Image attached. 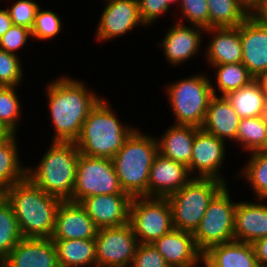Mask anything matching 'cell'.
I'll list each match as a JSON object with an SVG mask.
<instances>
[{"label": "cell", "instance_id": "7a4b0ae2", "mask_svg": "<svg viewBox=\"0 0 267 267\" xmlns=\"http://www.w3.org/2000/svg\"><path fill=\"white\" fill-rule=\"evenodd\" d=\"M11 205L23 238H51L62 200L44 192L28 177L1 194Z\"/></svg>", "mask_w": 267, "mask_h": 267}, {"label": "cell", "instance_id": "4dcf8cb0", "mask_svg": "<svg viewBox=\"0 0 267 267\" xmlns=\"http://www.w3.org/2000/svg\"><path fill=\"white\" fill-rule=\"evenodd\" d=\"M235 142L250 152L267 147V125L258 117L241 118Z\"/></svg>", "mask_w": 267, "mask_h": 267}, {"label": "cell", "instance_id": "9c48e42d", "mask_svg": "<svg viewBox=\"0 0 267 267\" xmlns=\"http://www.w3.org/2000/svg\"><path fill=\"white\" fill-rule=\"evenodd\" d=\"M129 224L139 244H153L174 228L169 200L159 197H132Z\"/></svg>", "mask_w": 267, "mask_h": 267}, {"label": "cell", "instance_id": "b9f144b4", "mask_svg": "<svg viewBox=\"0 0 267 267\" xmlns=\"http://www.w3.org/2000/svg\"><path fill=\"white\" fill-rule=\"evenodd\" d=\"M257 262L260 267H267V237L258 239L253 243Z\"/></svg>", "mask_w": 267, "mask_h": 267}, {"label": "cell", "instance_id": "8fae6325", "mask_svg": "<svg viewBox=\"0 0 267 267\" xmlns=\"http://www.w3.org/2000/svg\"><path fill=\"white\" fill-rule=\"evenodd\" d=\"M95 242L97 267L131 266L139 245L129 223L98 229Z\"/></svg>", "mask_w": 267, "mask_h": 267}, {"label": "cell", "instance_id": "4316f807", "mask_svg": "<svg viewBox=\"0 0 267 267\" xmlns=\"http://www.w3.org/2000/svg\"><path fill=\"white\" fill-rule=\"evenodd\" d=\"M210 15V28L238 27L252 13L249 0H206Z\"/></svg>", "mask_w": 267, "mask_h": 267}, {"label": "cell", "instance_id": "ffe728a7", "mask_svg": "<svg viewBox=\"0 0 267 267\" xmlns=\"http://www.w3.org/2000/svg\"><path fill=\"white\" fill-rule=\"evenodd\" d=\"M173 26L168 30L159 46L163 47L162 51L168 63L178 65L182 62L184 63L187 59L192 58L199 52L202 43L201 34L206 29L194 25L187 27L182 21H178Z\"/></svg>", "mask_w": 267, "mask_h": 267}, {"label": "cell", "instance_id": "d6a6232c", "mask_svg": "<svg viewBox=\"0 0 267 267\" xmlns=\"http://www.w3.org/2000/svg\"><path fill=\"white\" fill-rule=\"evenodd\" d=\"M210 66L217 70L215 74L216 86H218L217 91L221 92V96L230 91L238 90L255 79L242 62Z\"/></svg>", "mask_w": 267, "mask_h": 267}, {"label": "cell", "instance_id": "60d3db41", "mask_svg": "<svg viewBox=\"0 0 267 267\" xmlns=\"http://www.w3.org/2000/svg\"><path fill=\"white\" fill-rule=\"evenodd\" d=\"M179 0H138L140 17L145 25H151L163 13L168 12L170 5Z\"/></svg>", "mask_w": 267, "mask_h": 267}, {"label": "cell", "instance_id": "603a6c76", "mask_svg": "<svg viewBox=\"0 0 267 267\" xmlns=\"http://www.w3.org/2000/svg\"><path fill=\"white\" fill-rule=\"evenodd\" d=\"M240 119L225 96L216 94L209 101L206 117L201 128L223 141L229 139L235 142Z\"/></svg>", "mask_w": 267, "mask_h": 267}, {"label": "cell", "instance_id": "9a60e30c", "mask_svg": "<svg viewBox=\"0 0 267 267\" xmlns=\"http://www.w3.org/2000/svg\"><path fill=\"white\" fill-rule=\"evenodd\" d=\"M242 63L257 78L267 69V25L252 13L240 25Z\"/></svg>", "mask_w": 267, "mask_h": 267}, {"label": "cell", "instance_id": "ee69618b", "mask_svg": "<svg viewBox=\"0 0 267 267\" xmlns=\"http://www.w3.org/2000/svg\"><path fill=\"white\" fill-rule=\"evenodd\" d=\"M253 13L267 25V0H259L253 6Z\"/></svg>", "mask_w": 267, "mask_h": 267}, {"label": "cell", "instance_id": "e0dca14e", "mask_svg": "<svg viewBox=\"0 0 267 267\" xmlns=\"http://www.w3.org/2000/svg\"><path fill=\"white\" fill-rule=\"evenodd\" d=\"M153 245L170 267H196L203 264V253L198 249L193 233L173 228Z\"/></svg>", "mask_w": 267, "mask_h": 267}, {"label": "cell", "instance_id": "74e56055", "mask_svg": "<svg viewBox=\"0 0 267 267\" xmlns=\"http://www.w3.org/2000/svg\"><path fill=\"white\" fill-rule=\"evenodd\" d=\"M11 8H8L10 18L13 25L22 26L27 29H32L36 13L39 9V4L33 0H19L15 1Z\"/></svg>", "mask_w": 267, "mask_h": 267}, {"label": "cell", "instance_id": "5bb4252c", "mask_svg": "<svg viewBox=\"0 0 267 267\" xmlns=\"http://www.w3.org/2000/svg\"><path fill=\"white\" fill-rule=\"evenodd\" d=\"M193 178L188 166L158 153L150 168L148 197L167 198L179 191Z\"/></svg>", "mask_w": 267, "mask_h": 267}, {"label": "cell", "instance_id": "3957f363", "mask_svg": "<svg viewBox=\"0 0 267 267\" xmlns=\"http://www.w3.org/2000/svg\"><path fill=\"white\" fill-rule=\"evenodd\" d=\"M114 113L105 98H101L91 109L75 141L81 154L112 159L122 148L135 129L123 126Z\"/></svg>", "mask_w": 267, "mask_h": 267}, {"label": "cell", "instance_id": "5b68a950", "mask_svg": "<svg viewBox=\"0 0 267 267\" xmlns=\"http://www.w3.org/2000/svg\"><path fill=\"white\" fill-rule=\"evenodd\" d=\"M27 177L44 192L62 201L72 198L80 152L75 142H52Z\"/></svg>", "mask_w": 267, "mask_h": 267}, {"label": "cell", "instance_id": "44dd1931", "mask_svg": "<svg viewBox=\"0 0 267 267\" xmlns=\"http://www.w3.org/2000/svg\"><path fill=\"white\" fill-rule=\"evenodd\" d=\"M236 241L253 244L267 237V205L257 202H237L234 219Z\"/></svg>", "mask_w": 267, "mask_h": 267}, {"label": "cell", "instance_id": "6da1fadb", "mask_svg": "<svg viewBox=\"0 0 267 267\" xmlns=\"http://www.w3.org/2000/svg\"><path fill=\"white\" fill-rule=\"evenodd\" d=\"M50 117L54 124L53 142H75L91 109L101 99L84 83L61 77L46 88Z\"/></svg>", "mask_w": 267, "mask_h": 267}, {"label": "cell", "instance_id": "f6af8a7d", "mask_svg": "<svg viewBox=\"0 0 267 267\" xmlns=\"http://www.w3.org/2000/svg\"><path fill=\"white\" fill-rule=\"evenodd\" d=\"M261 86V89L267 94V69L255 78Z\"/></svg>", "mask_w": 267, "mask_h": 267}, {"label": "cell", "instance_id": "c3c4849f", "mask_svg": "<svg viewBox=\"0 0 267 267\" xmlns=\"http://www.w3.org/2000/svg\"><path fill=\"white\" fill-rule=\"evenodd\" d=\"M259 0H249V2L254 6Z\"/></svg>", "mask_w": 267, "mask_h": 267}, {"label": "cell", "instance_id": "836d02e7", "mask_svg": "<svg viewBox=\"0 0 267 267\" xmlns=\"http://www.w3.org/2000/svg\"><path fill=\"white\" fill-rule=\"evenodd\" d=\"M16 86H0V127L16 135L21 107Z\"/></svg>", "mask_w": 267, "mask_h": 267}, {"label": "cell", "instance_id": "ba28073f", "mask_svg": "<svg viewBox=\"0 0 267 267\" xmlns=\"http://www.w3.org/2000/svg\"><path fill=\"white\" fill-rule=\"evenodd\" d=\"M237 202L230 198L227 184L214 196L193 233L198 249L204 253L210 247L235 240L234 219Z\"/></svg>", "mask_w": 267, "mask_h": 267}, {"label": "cell", "instance_id": "7dc6e473", "mask_svg": "<svg viewBox=\"0 0 267 267\" xmlns=\"http://www.w3.org/2000/svg\"><path fill=\"white\" fill-rule=\"evenodd\" d=\"M11 134L4 128L0 127V144L3 143Z\"/></svg>", "mask_w": 267, "mask_h": 267}, {"label": "cell", "instance_id": "7bdbcfd3", "mask_svg": "<svg viewBox=\"0 0 267 267\" xmlns=\"http://www.w3.org/2000/svg\"><path fill=\"white\" fill-rule=\"evenodd\" d=\"M13 23L7 9H0V38L12 27Z\"/></svg>", "mask_w": 267, "mask_h": 267}, {"label": "cell", "instance_id": "f546056e", "mask_svg": "<svg viewBox=\"0 0 267 267\" xmlns=\"http://www.w3.org/2000/svg\"><path fill=\"white\" fill-rule=\"evenodd\" d=\"M17 219L11 205L0 196V261H3L10 251L22 239Z\"/></svg>", "mask_w": 267, "mask_h": 267}, {"label": "cell", "instance_id": "bcb514c9", "mask_svg": "<svg viewBox=\"0 0 267 267\" xmlns=\"http://www.w3.org/2000/svg\"><path fill=\"white\" fill-rule=\"evenodd\" d=\"M260 118H261V119L264 121V123L267 125V97H266L265 103H264V105H263V108H262V112H261Z\"/></svg>", "mask_w": 267, "mask_h": 267}, {"label": "cell", "instance_id": "52a82bcc", "mask_svg": "<svg viewBox=\"0 0 267 267\" xmlns=\"http://www.w3.org/2000/svg\"><path fill=\"white\" fill-rule=\"evenodd\" d=\"M226 185L215 178L194 177L179 191L167 197L172 208L173 227L194 233L209 203Z\"/></svg>", "mask_w": 267, "mask_h": 267}, {"label": "cell", "instance_id": "83f0119b", "mask_svg": "<svg viewBox=\"0 0 267 267\" xmlns=\"http://www.w3.org/2000/svg\"><path fill=\"white\" fill-rule=\"evenodd\" d=\"M15 134L0 144V193L27 177V168L18 159Z\"/></svg>", "mask_w": 267, "mask_h": 267}, {"label": "cell", "instance_id": "7c38bea8", "mask_svg": "<svg viewBox=\"0 0 267 267\" xmlns=\"http://www.w3.org/2000/svg\"><path fill=\"white\" fill-rule=\"evenodd\" d=\"M225 141L217 138L200 128L194 137L192 157L188 165L189 172L196 170L198 176L196 178H215L226 183L219 169L222 168L225 158Z\"/></svg>", "mask_w": 267, "mask_h": 267}, {"label": "cell", "instance_id": "1f68e13d", "mask_svg": "<svg viewBox=\"0 0 267 267\" xmlns=\"http://www.w3.org/2000/svg\"><path fill=\"white\" fill-rule=\"evenodd\" d=\"M250 153L248 164L238 176H245L248 183L252 185L258 200L264 201L267 199V150L262 149Z\"/></svg>", "mask_w": 267, "mask_h": 267}, {"label": "cell", "instance_id": "277c9868", "mask_svg": "<svg viewBox=\"0 0 267 267\" xmlns=\"http://www.w3.org/2000/svg\"><path fill=\"white\" fill-rule=\"evenodd\" d=\"M157 139L134 130L112 158L120 187L131 197H148L150 168L158 154Z\"/></svg>", "mask_w": 267, "mask_h": 267}, {"label": "cell", "instance_id": "cb8c5ba5", "mask_svg": "<svg viewBox=\"0 0 267 267\" xmlns=\"http://www.w3.org/2000/svg\"><path fill=\"white\" fill-rule=\"evenodd\" d=\"M205 267H260L253 244L233 240L203 253Z\"/></svg>", "mask_w": 267, "mask_h": 267}, {"label": "cell", "instance_id": "d6986e66", "mask_svg": "<svg viewBox=\"0 0 267 267\" xmlns=\"http://www.w3.org/2000/svg\"><path fill=\"white\" fill-rule=\"evenodd\" d=\"M3 262L6 267H59L51 238H22Z\"/></svg>", "mask_w": 267, "mask_h": 267}, {"label": "cell", "instance_id": "ab89813d", "mask_svg": "<svg viewBox=\"0 0 267 267\" xmlns=\"http://www.w3.org/2000/svg\"><path fill=\"white\" fill-rule=\"evenodd\" d=\"M31 30L22 26L12 25L9 30L0 38V49L10 54L17 55L16 50L23 48L27 43Z\"/></svg>", "mask_w": 267, "mask_h": 267}, {"label": "cell", "instance_id": "484cf974", "mask_svg": "<svg viewBox=\"0 0 267 267\" xmlns=\"http://www.w3.org/2000/svg\"><path fill=\"white\" fill-rule=\"evenodd\" d=\"M52 240L59 267H97L95 238Z\"/></svg>", "mask_w": 267, "mask_h": 267}, {"label": "cell", "instance_id": "e575fe53", "mask_svg": "<svg viewBox=\"0 0 267 267\" xmlns=\"http://www.w3.org/2000/svg\"><path fill=\"white\" fill-rule=\"evenodd\" d=\"M62 22L59 16L52 10H41L39 7L31 34L34 39L48 40L61 31Z\"/></svg>", "mask_w": 267, "mask_h": 267}, {"label": "cell", "instance_id": "8992f818", "mask_svg": "<svg viewBox=\"0 0 267 267\" xmlns=\"http://www.w3.org/2000/svg\"><path fill=\"white\" fill-rule=\"evenodd\" d=\"M206 75H194L172 82L167 96L175 116V125H192L201 128L208 104L216 90Z\"/></svg>", "mask_w": 267, "mask_h": 267}, {"label": "cell", "instance_id": "d590c367", "mask_svg": "<svg viewBox=\"0 0 267 267\" xmlns=\"http://www.w3.org/2000/svg\"><path fill=\"white\" fill-rule=\"evenodd\" d=\"M20 57L0 49V86H16L22 82Z\"/></svg>", "mask_w": 267, "mask_h": 267}, {"label": "cell", "instance_id": "30bf717a", "mask_svg": "<svg viewBox=\"0 0 267 267\" xmlns=\"http://www.w3.org/2000/svg\"><path fill=\"white\" fill-rule=\"evenodd\" d=\"M128 194L119 184L112 159L89 157L80 153L71 202L95 195Z\"/></svg>", "mask_w": 267, "mask_h": 267}, {"label": "cell", "instance_id": "2e32d148", "mask_svg": "<svg viewBox=\"0 0 267 267\" xmlns=\"http://www.w3.org/2000/svg\"><path fill=\"white\" fill-rule=\"evenodd\" d=\"M131 199L129 194H102L84 198L79 203L100 229L129 223Z\"/></svg>", "mask_w": 267, "mask_h": 267}, {"label": "cell", "instance_id": "ac0fdd59", "mask_svg": "<svg viewBox=\"0 0 267 267\" xmlns=\"http://www.w3.org/2000/svg\"><path fill=\"white\" fill-rule=\"evenodd\" d=\"M98 228L80 203L62 201L56 212L51 239H92Z\"/></svg>", "mask_w": 267, "mask_h": 267}, {"label": "cell", "instance_id": "8d00e7d4", "mask_svg": "<svg viewBox=\"0 0 267 267\" xmlns=\"http://www.w3.org/2000/svg\"><path fill=\"white\" fill-rule=\"evenodd\" d=\"M183 19L194 26L210 28L209 8L206 0H179Z\"/></svg>", "mask_w": 267, "mask_h": 267}, {"label": "cell", "instance_id": "f35d334b", "mask_svg": "<svg viewBox=\"0 0 267 267\" xmlns=\"http://www.w3.org/2000/svg\"><path fill=\"white\" fill-rule=\"evenodd\" d=\"M130 267H170L153 244H139Z\"/></svg>", "mask_w": 267, "mask_h": 267}, {"label": "cell", "instance_id": "d4e9b609", "mask_svg": "<svg viewBox=\"0 0 267 267\" xmlns=\"http://www.w3.org/2000/svg\"><path fill=\"white\" fill-rule=\"evenodd\" d=\"M199 127L171 125L157 140L158 153L188 166L192 157L193 141Z\"/></svg>", "mask_w": 267, "mask_h": 267}, {"label": "cell", "instance_id": "7402d4cb", "mask_svg": "<svg viewBox=\"0 0 267 267\" xmlns=\"http://www.w3.org/2000/svg\"><path fill=\"white\" fill-rule=\"evenodd\" d=\"M206 32L213 33L205 55L208 65L242 62L240 25L238 27L208 28Z\"/></svg>", "mask_w": 267, "mask_h": 267}, {"label": "cell", "instance_id": "f1b7e54d", "mask_svg": "<svg viewBox=\"0 0 267 267\" xmlns=\"http://www.w3.org/2000/svg\"><path fill=\"white\" fill-rule=\"evenodd\" d=\"M224 96L240 118H250L261 115L267 94L254 79L249 84L238 90L230 91Z\"/></svg>", "mask_w": 267, "mask_h": 267}, {"label": "cell", "instance_id": "681fc988", "mask_svg": "<svg viewBox=\"0 0 267 267\" xmlns=\"http://www.w3.org/2000/svg\"><path fill=\"white\" fill-rule=\"evenodd\" d=\"M0 267H6V265L3 261H0Z\"/></svg>", "mask_w": 267, "mask_h": 267}, {"label": "cell", "instance_id": "4fadbf2b", "mask_svg": "<svg viewBox=\"0 0 267 267\" xmlns=\"http://www.w3.org/2000/svg\"><path fill=\"white\" fill-rule=\"evenodd\" d=\"M97 26V40L107 41L125 35L139 25L146 26L140 17L138 0H106Z\"/></svg>", "mask_w": 267, "mask_h": 267}]
</instances>
